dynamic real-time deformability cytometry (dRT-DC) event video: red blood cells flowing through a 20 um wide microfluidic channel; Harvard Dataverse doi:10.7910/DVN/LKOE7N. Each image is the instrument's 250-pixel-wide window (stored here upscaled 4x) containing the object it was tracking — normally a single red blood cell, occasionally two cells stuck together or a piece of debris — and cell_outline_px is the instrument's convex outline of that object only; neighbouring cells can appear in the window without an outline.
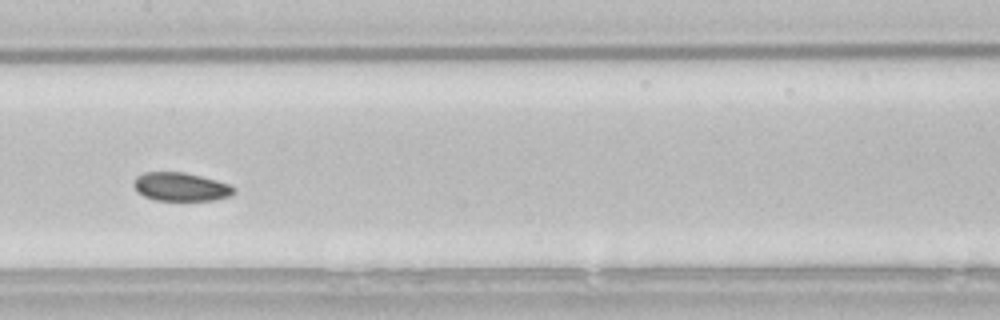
{"species": "common noctule bat (a hibernating species)", "species_latin": "Nyctalus noctula", "temperature_condition": "room temperature", "stored_images_in_passage": 50, "camera_frame_rate_fps": 3000, "um_per_image_px": 0.085, "animal": {"sex": "male", "body_mass_g": 21.5, "forearm_length_mm": 52.0}, "frame": {"image": 1, "passage_image": 22, "time_ms": 7.0, "image_size_px": [1000, 320], "cell_outline_px": [[236, 192], [232, 196], [216, 200], [156, 200], [144, 196], [136, 192], [132, 184], [136, 176], [144, 172], [184, 172], [216, 180], [228, 184], [236, 188]], "centroid_in_image_um": [15.36, 15.88], "position_along_channel_um": 192.0, "area_um2": 16.82}, "authors_computed_cell_mechanics": {"area_um2": 17.4845, "velocity_mm_per_s": 3.7724, "shape_relaxation_time_tau1_ms": null, "shape_relaxation_time_tau2_ms": 7.8219, "deformation_change_tau1": null, "deformation_change_tau2": 0.0857}}